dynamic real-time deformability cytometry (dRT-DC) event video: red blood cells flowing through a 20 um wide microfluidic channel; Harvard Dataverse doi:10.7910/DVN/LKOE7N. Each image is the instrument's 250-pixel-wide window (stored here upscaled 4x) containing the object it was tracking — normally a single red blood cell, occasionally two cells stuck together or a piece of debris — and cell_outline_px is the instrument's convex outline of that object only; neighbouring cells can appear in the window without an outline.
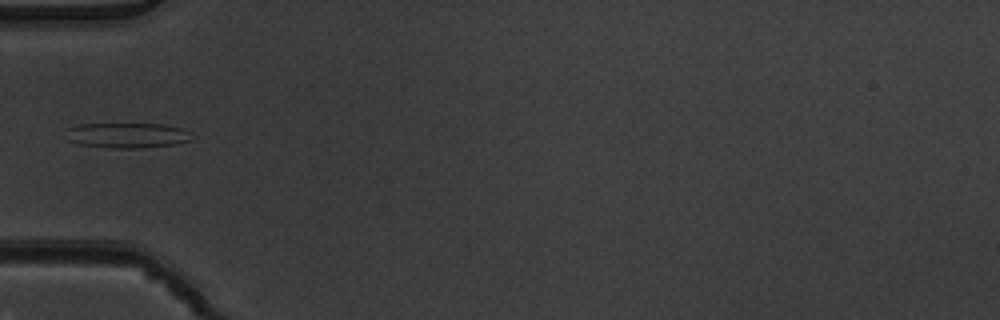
{"species": "common noctule bat (a hibernating species)", "species_latin": "Nyctalus noctula", "temperature_condition": "warm", "stored_images_in_passage": 6, "camera_frame_rate_fps": 3000, "um_per_image_px": 0.085, "animal": {"sex": "male", "body_mass_g": 19.5, "forearm_length_mm": 54.6}, "frame": {"image": 1, "passage_image": 6, "time_ms": 1.667, "image_size_px": [1000, 320], "cell_outline_px": [[196, 136], [192, 140], [176, 144], [140, 148], [108, 148], [80, 144], [68, 140], [68, 128], [80, 124], [164, 124], [184, 128]], "centroid_in_image_um": [10.91, 11.5], "position_along_channel_um": 74.1, "area_um2": 18.61}}